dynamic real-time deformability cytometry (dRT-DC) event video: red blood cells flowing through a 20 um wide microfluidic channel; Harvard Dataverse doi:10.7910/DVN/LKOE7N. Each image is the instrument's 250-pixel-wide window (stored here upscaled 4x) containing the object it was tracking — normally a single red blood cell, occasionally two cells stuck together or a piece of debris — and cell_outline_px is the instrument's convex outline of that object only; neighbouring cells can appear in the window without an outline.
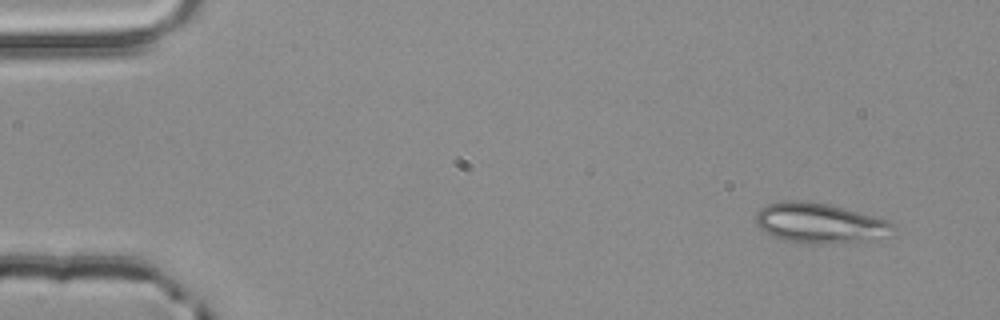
{"species": "common noctule bat (a hibernating species)", "species_latin": "Nyctalus noctula", "temperature_condition": "room temperature", "stored_images_in_passage": 3, "camera_frame_rate_fps": 3000, "um_per_image_px": 0.085, "animal": {"sex": "male", "body_mass_g": 20.4}, "frame": {"image": 1, "passage_image": 1, "time_ms": 0.0, "image_size_px": [1000, 320], "cell_outline_px": [[896, 228], [872, 240], [832, 244], [804, 244], [784, 240], [772, 236], [760, 228], [756, 224], [756, 212], [760, 208], [768, 204], [784, 200], [808, 200], [828, 204], [876, 216], [888, 220]], "centroid_in_image_um": [69.63, 18.96], "position_along_channel_um": 15.4, "area_um2": 32.25}}